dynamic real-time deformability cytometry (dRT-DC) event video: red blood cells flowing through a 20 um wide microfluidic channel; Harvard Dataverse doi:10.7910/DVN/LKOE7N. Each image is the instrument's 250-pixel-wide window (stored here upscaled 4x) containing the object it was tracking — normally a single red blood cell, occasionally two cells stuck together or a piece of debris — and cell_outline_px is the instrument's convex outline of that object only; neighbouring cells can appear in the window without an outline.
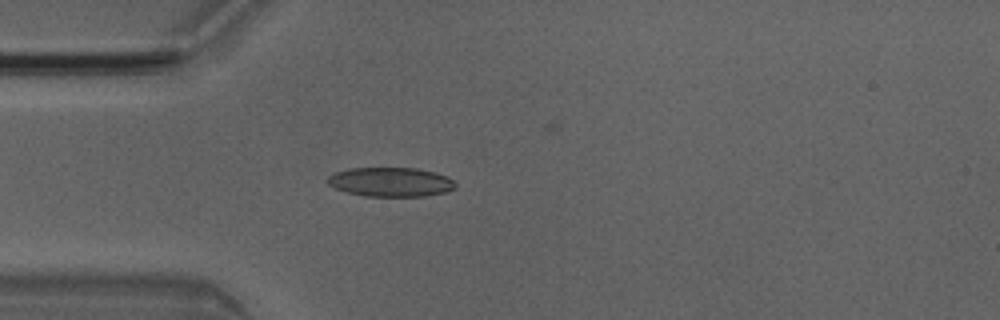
{"species": "Egyptian fruit bat (a non-hibernating species)", "species_latin": "Rousettus aegyptiacus", "temperature_condition": "room temperature", "stored_images_in_passage": 4, "camera_frame_rate_fps": 3000, "um_per_image_px": 0.085, "animal": {"sex": "male"}, "frame": {"image": 1, "passage_image": 3, "time_ms": 0.667, "image_size_px": [1000, 320], "cell_outline_px": [[456, 188], [448, 192], [424, 196], [364, 196], [348, 192], [336, 188], [328, 184], [328, 176], [336, 172], [348, 168], [416, 168], [436, 172], [448, 176], [456, 184]], "centroid_in_image_um": [33.26, 15.47], "position_along_channel_um": 51.7, "area_um2": 21.85}}